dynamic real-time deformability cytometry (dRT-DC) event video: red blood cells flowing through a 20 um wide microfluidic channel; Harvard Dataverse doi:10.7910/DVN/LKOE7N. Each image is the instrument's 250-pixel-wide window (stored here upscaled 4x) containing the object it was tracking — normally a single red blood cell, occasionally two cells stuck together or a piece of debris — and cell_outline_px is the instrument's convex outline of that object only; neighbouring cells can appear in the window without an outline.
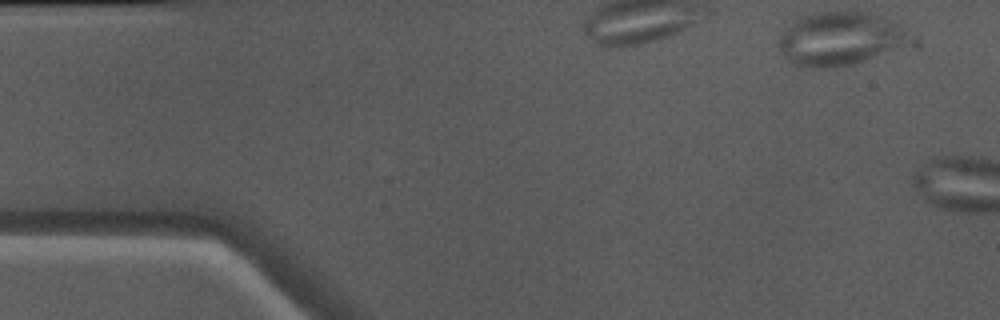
{"species": "Egyptian fruit bat (a non-hibernating species)", "species_latin": "Rousettus aegyptiacus", "temperature_condition": "warm", "stored_images_in_passage": 33, "camera_frame_rate_fps": 3000, "um_per_image_px": 0.085, "animal": {"sex": "male"}, "frame": {"image": 1, "passage_image": 1, "time_ms": 0.0, "image_size_px": [1000, 320], "cell_outline_px": [[904, 32], [896, 44], [864, 60], [852, 64], [828, 68], [808, 68], [792, 64], [784, 56], [780, 48], [780, 32], [796, 20], [804, 16], [816, 12], [868, 12], [892, 20], [900, 24]], "centroid_in_image_um": [71.19, 3.28], "position_along_channel_um": 13.8, "area_um2": 38.84}}
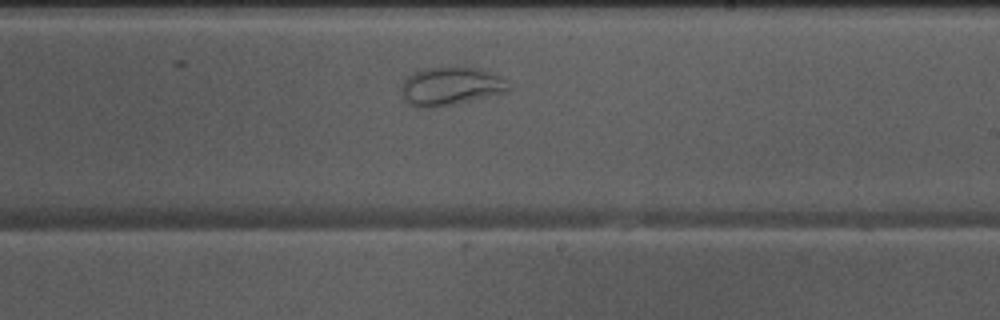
{"frame": {"image": 2, "passage_image": 21, "time_ms": 6.667, "image_size_px": [1000, 320], "cell_outline_px": [[512, 88], [508, 92], [452, 104], [432, 108], [424, 108], [408, 104], [404, 100], [400, 88], [404, 80], [408, 76], [424, 68], [476, 68], [488, 72], [504, 80]], "centroid_in_image_um": [38.27, 7.35], "position_along_channel_um": 250.7, "area_um2": 23.47}}
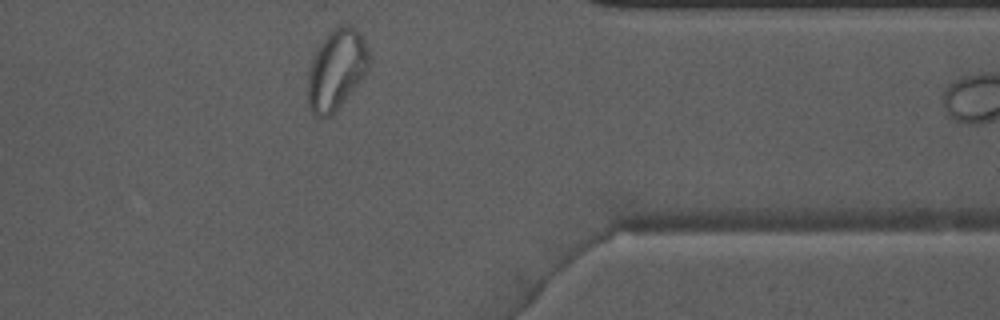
{"frame": {"image": 3, "passage_image": 32, "time_ms": 10.333, "image_size_px": [1000, 320], "cell_outline_px": [[368, 72], [336, 112], [332, 116], [324, 120], [316, 120], [312, 116], [308, 108], [308, 64], [316, 48], [328, 32], [332, 28], [340, 24], [352, 24], [356, 28], [364, 40], [368, 48]], "centroid_in_image_um": [28.55, 5.96], "position_along_channel_um": 382.8, "area_um2": 29.82}}